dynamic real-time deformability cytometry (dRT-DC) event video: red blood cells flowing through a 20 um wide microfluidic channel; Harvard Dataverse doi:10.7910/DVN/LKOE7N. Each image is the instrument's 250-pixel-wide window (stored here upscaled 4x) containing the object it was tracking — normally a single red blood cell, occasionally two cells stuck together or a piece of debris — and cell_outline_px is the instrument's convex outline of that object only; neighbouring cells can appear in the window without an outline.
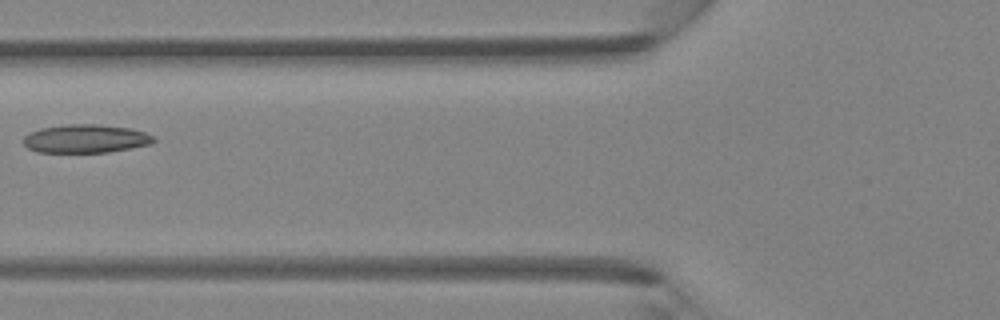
{"species": "Egyptian fruit bat (a non-hibernating species)", "species_latin": "Rousettus aegyptiacus", "temperature_condition": "room temperature", "stored_images_in_passage": 3, "camera_frame_rate_fps": 3000, "um_per_image_px": 0.085, "animal": {"sex": "female"}, "frame": {"image": 1, "passage_image": 3, "time_ms": 0.667, "image_size_px": [1000, 320], "cell_outline_px": [[156, 140], [152, 144], [108, 152], [36, 152], [28, 148], [24, 144], [24, 136], [28, 132], [40, 128], [68, 124], [100, 124], [132, 128], [144, 132], [152, 136]], "centroid_in_image_um": [7.27, 11.78], "position_along_channel_um": 118.5, "area_um2": 21.68}}